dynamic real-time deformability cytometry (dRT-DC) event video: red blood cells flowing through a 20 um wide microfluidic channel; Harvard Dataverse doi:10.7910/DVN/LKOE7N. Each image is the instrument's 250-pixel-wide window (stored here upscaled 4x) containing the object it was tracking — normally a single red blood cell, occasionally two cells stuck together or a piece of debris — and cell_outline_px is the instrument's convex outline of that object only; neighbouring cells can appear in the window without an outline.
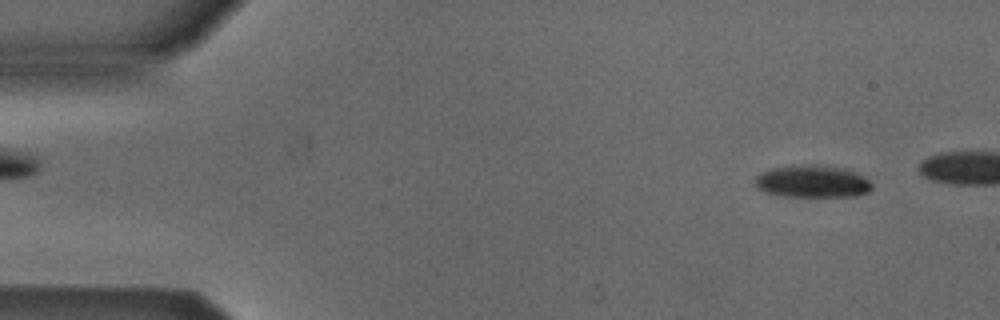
{"species": "Egyptian fruit bat (a non-hibernating species)", "species_latin": "Rousettus aegyptiacus", "temperature_condition": "cold", "stored_images_in_passage": 45, "camera_frame_rate_fps": 3000, "um_per_image_px": 0.085, "animal": {"sex": "male"}, "frame": {"image": 1, "passage_image": 4, "time_ms": 1.0, "image_size_px": [1000, 320], "cell_outline_px": [[872, 188], [868, 192], [856, 196], [776, 196], [764, 192], [756, 188], [752, 184], [756, 176], [760, 172], [772, 168], [792, 164], [816, 164], [844, 168], [864, 176], [872, 184]], "centroid_in_image_um": [68.98, 15.41], "position_along_channel_um": 16.0, "area_um2": 22.54}}
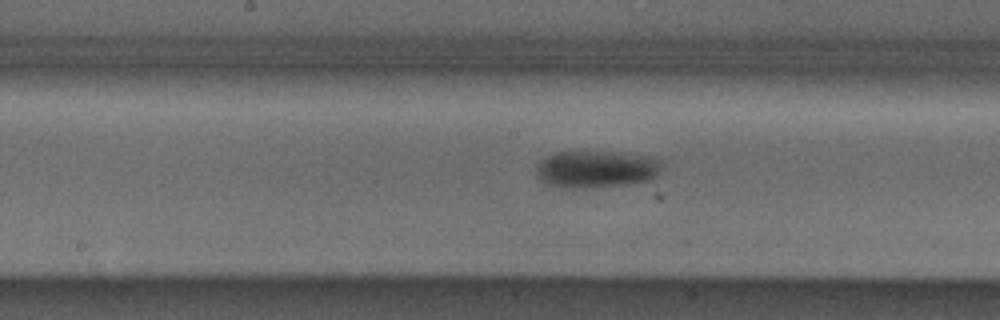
{"frame": {"image": 2, "passage_image": 26, "time_ms": 8.333, "image_size_px": [1000, 320], "cell_outline_px": [[664, 164], [660, 172], [656, 176], [648, 180], [628, 184], [572, 188], [568, 188], [548, 184], [540, 180], [536, 172], [536, 164], [540, 160], [556, 152], [608, 152], [644, 156], [660, 160]], "centroid_in_image_um": [50.67, 14.38], "position_along_channel_um": 197.5, "area_um2": 26.82}}
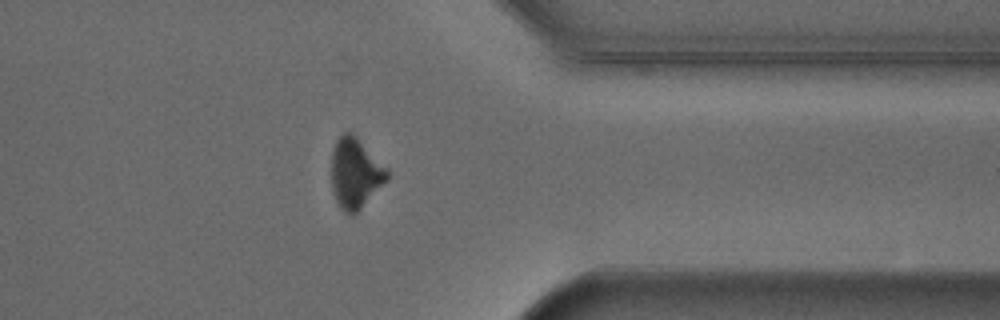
{"frame": {"image": 3, "passage_image": 41, "time_ms": 13.333, "image_size_px": [1000, 320], "cell_outline_px": [[388, 180], [352, 216], [344, 212], [340, 208], [332, 192], [332, 148], [336, 140], [344, 132], [352, 132], [388, 168]], "centroid_in_image_um": [30.2, 14.71], "position_along_channel_um": 381.2, "area_um2": 22.83}}